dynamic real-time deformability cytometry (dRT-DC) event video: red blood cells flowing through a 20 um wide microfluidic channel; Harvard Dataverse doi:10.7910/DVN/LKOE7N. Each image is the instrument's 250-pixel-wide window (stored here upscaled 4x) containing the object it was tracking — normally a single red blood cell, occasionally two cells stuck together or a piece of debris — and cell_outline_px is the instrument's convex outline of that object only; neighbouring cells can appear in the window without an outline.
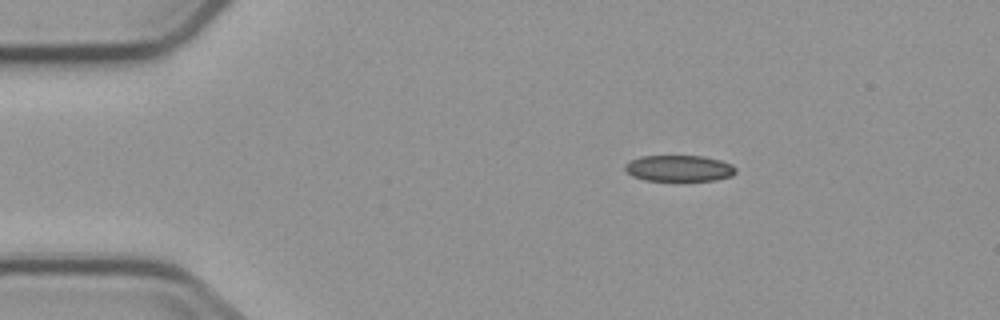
{"species": "common noctule bat (a hibernating species)", "species_latin": "Nyctalus noctula", "temperature_condition": "cold", "stored_images_in_passage": 3, "camera_frame_rate_fps": 3000, "um_per_image_px": 0.085, "animal": {"sex": "male", "body_mass_g": 23.1, "forearm_length_mm": 52.7}, "frame": {"image": 1, "passage_image": 1, "time_ms": 0.0, "image_size_px": [1000, 320], "cell_outline_px": [[736, 172], [732, 176], [716, 180], [644, 180], [632, 176], [624, 168], [624, 164], [640, 156], [704, 156], [720, 160], [732, 164], [736, 168]], "centroid_in_image_um": [57.74, 14.3], "position_along_channel_um": 27.3, "area_um2": 16.88}}
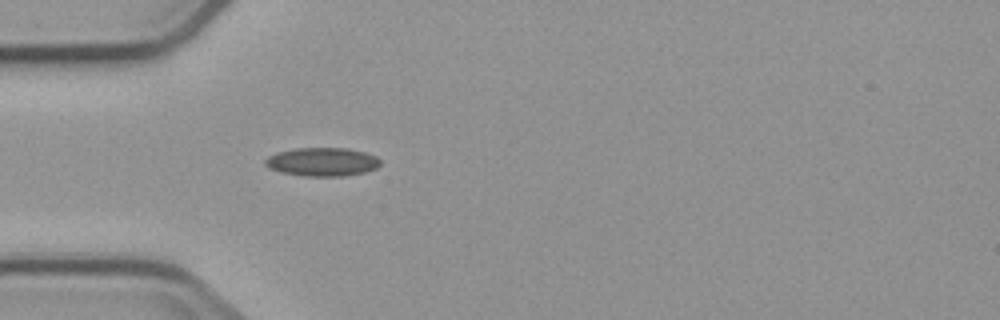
{"frame": {"image": 2, "passage_image": 3, "time_ms": 2.333, "image_size_px": [1000, 320], "cell_outline_px": [[380, 164], [376, 168], [364, 172], [344, 176], [304, 176], [280, 172], [268, 168], [264, 164], [264, 160], [268, 156], [276, 152], [296, 148], [348, 148], [364, 152], [376, 156], [380, 160]], "centroid_in_image_um": [27.36, 13.76], "position_along_channel_um": 57.6, "area_um2": 19.25}}